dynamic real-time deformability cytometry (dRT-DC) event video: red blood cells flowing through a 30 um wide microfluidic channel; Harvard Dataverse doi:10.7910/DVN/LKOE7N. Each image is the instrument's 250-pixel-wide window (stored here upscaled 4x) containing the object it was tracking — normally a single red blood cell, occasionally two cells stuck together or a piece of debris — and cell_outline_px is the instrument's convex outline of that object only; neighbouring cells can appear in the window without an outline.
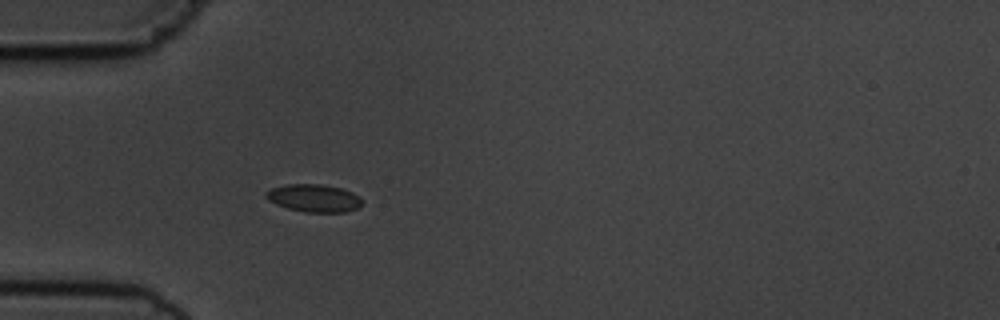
{"species": "common noctule bat (a hibernating species)", "species_latin": "Nyctalus noctula", "temperature_condition": "cold", "stored_images_in_passage": 4, "camera_frame_rate_fps": 3000, "um_per_image_px": 0.085, "animal": {"sex": "male", "body_mass_g": 19.5, "forearm_length_mm": 54.6}, "frame": {"image": 1, "passage_image": 4, "time_ms": 4.333, "image_size_px": [1000, 320], "cell_outline_px": [[360, 204], [356, 208], [348, 212], [304, 212], [288, 208], [276, 204], [268, 200], [264, 196], [264, 192], [272, 188], [288, 184], [320, 184], [340, 188], [352, 192], [360, 200]], "centroid_in_image_um": [26.62, 16.84], "position_along_channel_um": 58.4, "area_um2": 15.32}}